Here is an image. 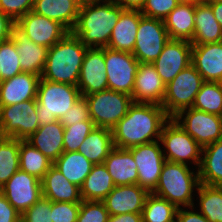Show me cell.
Returning <instances> with one entry per match:
<instances>
[{"label":"cell","mask_w":222,"mask_h":222,"mask_svg":"<svg viewBox=\"0 0 222 222\" xmlns=\"http://www.w3.org/2000/svg\"><path fill=\"white\" fill-rule=\"evenodd\" d=\"M171 118L160 104L133 102L127 114L111 129L114 147L128 149L159 140ZM154 135V136H153Z\"/></svg>","instance_id":"obj_1"},{"label":"cell","mask_w":222,"mask_h":222,"mask_svg":"<svg viewBox=\"0 0 222 222\" xmlns=\"http://www.w3.org/2000/svg\"><path fill=\"white\" fill-rule=\"evenodd\" d=\"M105 4L95 3L80 6L77 22L71 31L88 48L108 47L111 32L124 10L113 0Z\"/></svg>","instance_id":"obj_2"},{"label":"cell","mask_w":222,"mask_h":222,"mask_svg":"<svg viewBox=\"0 0 222 222\" xmlns=\"http://www.w3.org/2000/svg\"><path fill=\"white\" fill-rule=\"evenodd\" d=\"M87 48L78 37L68 32L48 49L41 78L77 86Z\"/></svg>","instance_id":"obj_3"},{"label":"cell","mask_w":222,"mask_h":222,"mask_svg":"<svg viewBox=\"0 0 222 222\" xmlns=\"http://www.w3.org/2000/svg\"><path fill=\"white\" fill-rule=\"evenodd\" d=\"M190 172L187 164L165 161L158 184L152 194L168 200L177 208L193 207V187L200 186L199 174ZM194 175V176H193Z\"/></svg>","instance_id":"obj_4"},{"label":"cell","mask_w":222,"mask_h":222,"mask_svg":"<svg viewBox=\"0 0 222 222\" xmlns=\"http://www.w3.org/2000/svg\"><path fill=\"white\" fill-rule=\"evenodd\" d=\"M81 97V92L75 85L40 78L36 97L40 126L59 120Z\"/></svg>","instance_id":"obj_5"},{"label":"cell","mask_w":222,"mask_h":222,"mask_svg":"<svg viewBox=\"0 0 222 222\" xmlns=\"http://www.w3.org/2000/svg\"><path fill=\"white\" fill-rule=\"evenodd\" d=\"M205 81L197 69L190 64L166 85L162 107L170 118L180 111L191 108L195 97Z\"/></svg>","instance_id":"obj_6"},{"label":"cell","mask_w":222,"mask_h":222,"mask_svg":"<svg viewBox=\"0 0 222 222\" xmlns=\"http://www.w3.org/2000/svg\"><path fill=\"white\" fill-rule=\"evenodd\" d=\"M84 98L89 105L90 119L95 126L110 130L127 114L133 103L130 95L110 89Z\"/></svg>","instance_id":"obj_7"},{"label":"cell","mask_w":222,"mask_h":222,"mask_svg":"<svg viewBox=\"0 0 222 222\" xmlns=\"http://www.w3.org/2000/svg\"><path fill=\"white\" fill-rule=\"evenodd\" d=\"M36 100L0 106V137L26 140L40 127Z\"/></svg>","instance_id":"obj_8"},{"label":"cell","mask_w":222,"mask_h":222,"mask_svg":"<svg viewBox=\"0 0 222 222\" xmlns=\"http://www.w3.org/2000/svg\"><path fill=\"white\" fill-rule=\"evenodd\" d=\"M169 39L163 20L143 16L132 54L139 63H153Z\"/></svg>","instance_id":"obj_9"},{"label":"cell","mask_w":222,"mask_h":222,"mask_svg":"<svg viewBox=\"0 0 222 222\" xmlns=\"http://www.w3.org/2000/svg\"><path fill=\"white\" fill-rule=\"evenodd\" d=\"M139 64L132 53L105 47L108 88L132 96Z\"/></svg>","instance_id":"obj_10"},{"label":"cell","mask_w":222,"mask_h":222,"mask_svg":"<svg viewBox=\"0 0 222 222\" xmlns=\"http://www.w3.org/2000/svg\"><path fill=\"white\" fill-rule=\"evenodd\" d=\"M164 125L159 140L168 151L167 161L186 164L192 159L198 167L201 163L202 147L173 119Z\"/></svg>","instance_id":"obj_11"},{"label":"cell","mask_w":222,"mask_h":222,"mask_svg":"<svg viewBox=\"0 0 222 222\" xmlns=\"http://www.w3.org/2000/svg\"><path fill=\"white\" fill-rule=\"evenodd\" d=\"M186 113L184 121L183 114ZM201 147L222 139V117L193 107L180 111L173 118Z\"/></svg>","instance_id":"obj_12"},{"label":"cell","mask_w":222,"mask_h":222,"mask_svg":"<svg viewBox=\"0 0 222 222\" xmlns=\"http://www.w3.org/2000/svg\"><path fill=\"white\" fill-rule=\"evenodd\" d=\"M128 150L132 153L137 165L138 185L152 193L158 184L166 161L158 141L137 145Z\"/></svg>","instance_id":"obj_13"},{"label":"cell","mask_w":222,"mask_h":222,"mask_svg":"<svg viewBox=\"0 0 222 222\" xmlns=\"http://www.w3.org/2000/svg\"><path fill=\"white\" fill-rule=\"evenodd\" d=\"M0 191L21 215L42 198L41 180L20 169Z\"/></svg>","instance_id":"obj_14"},{"label":"cell","mask_w":222,"mask_h":222,"mask_svg":"<svg viewBox=\"0 0 222 222\" xmlns=\"http://www.w3.org/2000/svg\"><path fill=\"white\" fill-rule=\"evenodd\" d=\"M105 69V47L87 48L77 83L82 97L109 89Z\"/></svg>","instance_id":"obj_15"},{"label":"cell","mask_w":222,"mask_h":222,"mask_svg":"<svg viewBox=\"0 0 222 222\" xmlns=\"http://www.w3.org/2000/svg\"><path fill=\"white\" fill-rule=\"evenodd\" d=\"M191 59V42L169 39L159 57L152 64L155 66L163 82L167 85L179 72L191 64Z\"/></svg>","instance_id":"obj_16"},{"label":"cell","mask_w":222,"mask_h":222,"mask_svg":"<svg viewBox=\"0 0 222 222\" xmlns=\"http://www.w3.org/2000/svg\"><path fill=\"white\" fill-rule=\"evenodd\" d=\"M27 37L38 45L46 48L52 47L60 41L69 31L58 21L28 12L15 22Z\"/></svg>","instance_id":"obj_17"},{"label":"cell","mask_w":222,"mask_h":222,"mask_svg":"<svg viewBox=\"0 0 222 222\" xmlns=\"http://www.w3.org/2000/svg\"><path fill=\"white\" fill-rule=\"evenodd\" d=\"M9 39L15 44L16 52L19 54L22 72L41 76L49 48L31 41L16 23L10 29Z\"/></svg>","instance_id":"obj_18"},{"label":"cell","mask_w":222,"mask_h":222,"mask_svg":"<svg viewBox=\"0 0 222 222\" xmlns=\"http://www.w3.org/2000/svg\"><path fill=\"white\" fill-rule=\"evenodd\" d=\"M149 194L147 190L141 188L138 184L115 186L104 198L103 203L110 215L142 214Z\"/></svg>","instance_id":"obj_19"},{"label":"cell","mask_w":222,"mask_h":222,"mask_svg":"<svg viewBox=\"0 0 222 222\" xmlns=\"http://www.w3.org/2000/svg\"><path fill=\"white\" fill-rule=\"evenodd\" d=\"M166 84L152 63H140L135 75L132 91L133 102L155 103L162 105Z\"/></svg>","instance_id":"obj_20"},{"label":"cell","mask_w":222,"mask_h":222,"mask_svg":"<svg viewBox=\"0 0 222 222\" xmlns=\"http://www.w3.org/2000/svg\"><path fill=\"white\" fill-rule=\"evenodd\" d=\"M191 64L205 82L222 83V42L192 44Z\"/></svg>","instance_id":"obj_21"},{"label":"cell","mask_w":222,"mask_h":222,"mask_svg":"<svg viewBox=\"0 0 222 222\" xmlns=\"http://www.w3.org/2000/svg\"><path fill=\"white\" fill-rule=\"evenodd\" d=\"M39 75L22 72L0 82V106L36 100Z\"/></svg>","instance_id":"obj_22"},{"label":"cell","mask_w":222,"mask_h":222,"mask_svg":"<svg viewBox=\"0 0 222 222\" xmlns=\"http://www.w3.org/2000/svg\"><path fill=\"white\" fill-rule=\"evenodd\" d=\"M140 10L124 9L112 29L108 48L132 53L136 42V35L140 19Z\"/></svg>","instance_id":"obj_23"},{"label":"cell","mask_w":222,"mask_h":222,"mask_svg":"<svg viewBox=\"0 0 222 222\" xmlns=\"http://www.w3.org/2000/svg\"><path fill=\"white\" fill-rule=\"evenodd\" d=\"M64 126L59 120L40 126L26 141L55 162L64 152Z\"/></svg>","instance_id":"obj_24"},{"label":"cell","mask_w":222,"mask_h":222,"mask_svg":"<svg viewBox=\"0 0 222 222\" xmlns=\"http://www.w3.org/2000/svg\"><path fill=\"white\" fill-rule=\"evenodd\" d=\"M41 187L42 197L51 202H82L80 188L69 182L54 165L41 179Z\"/></svg>","instance_id":"obj_25"},{"label":"cell","mask_w":222,"mask_h":222,"mask_svg":"<svg viewBox=\"0 0 222 222\" xmlns=\"http://www.w3.org/2000/svg\"><path fill=\"white\" fill-rule=\"evenodd\" d=\"M103 164L115 186L138 184L137 165L128 149L114 147Z\"/></svg>","instance_id":"obj_26"},{"label":"cell","mask_w":222,"mask_h":222,"mask_svg":"<svg viewBox=\"0 0 222 222\" xmlns=\"http://www.w3.org/2000/svg\"><path fill=\"white\" fill-rule=\"evenodd\" d=\"M79 9L77 0H34L32 11L58 21L71 32L76 25Z\"/></svg>","instance_id":"obj_27"},{"label":"cell","mask_w":222,"mask_h":222,"mask_svg":"<svg viewBox=\"0 0 222 222\" xmlns=\"http://www.w3.org/2000/svg\"><path fill=\"white\" fill-rule=\"evenodd\" d=\"M163 21L170 39L192 42L195 29V3L180 2Z\"/></svg>","instance_id":"obj_28"},{"label":"cell","mask_w":222,"mask_h":222,"mask_svg":"<svg viewBox=\"0 0 222 222\" xmlns=\"http://www.w3.org/2000/svg\"><path fill=\"white\" fill-rule=\"evenodd\" d=\"M222 42V28L209 3H195V29L192 44Z\"/></svg>","instance_id":"obj_29"},{"label":"cell","mask_w":222,"mask_h":222,"mask_svg":"<svg viewBox=\"0 0 222 222\" xmlns=\"http://www.w3.org/2000/svg\"><path fill=\"white\" fill-rule=\"evenodd\" d=\"M113 148L112 131L108 128L95 127L84 139L78 152L96 165L103 164Z\"/></svg>","instance_id":"obj_30"},{"label":"cell","mask_w":222,"mask_h":222,"mask_svg":"<svg viewBox=\"0 0 222 222\" xmlns=\"http://www.w3.org/2000/svg\"><path fill=\"white\" fill-rule=\"evenodd\" d=\"M115 184L104 164L93 165L80 188L82 200L103 201L114 189Z\"/></svg>","instance_id":"obj_31"},{"label":"cell","mask_w":222,"mask_h":222,"mask_svg":"<svg viewBox=\"0 0 222 222\" xmlns=\"http://www.w3.org/2000/svg\"><path fill=\"white\" fill-rule=\"evenodd\" d=\"M203 152L198 168L200 183L222 186V139L202 147Z\"/></svg>","instance_id":"obj_32"},{"label":"cell","mask_w":222,"mask_h":222,"mask_svg":"<svg viewBox=\"0 0 222 222\" xmlns=\"http://www.w3.org/2000/svg\"><path fill=\"white\" fill-rule=\"evenodd\" d=\"M53 165L69 182L79 188H81L93 167V164L78 151L63 152Z\"/></svg>","instance_id":"obj_33"},{"label":"cell","mask_w":222,"mask_h":222,"mask_svg":"<svg viewBox=\"0 0 222 222\" xmlns=\"http://www.w3.org/2000/svg\"><path fill=\"white\" fill-rule=\"evenodd\" d=\"M20 170L42 179L53 165L43 153L28 143L20 139Z\"/></svg>","instance_id":"obj_34"},{"label":"cell","mask_w":222,"mask_h":222,"mask_svg":"<svg viewBox=\"0 0 222 222\" xmlns=\"http://www.w3.org/2000/svg\"><path fill=\"white\" fill-rule=\"evenodd\" d=\"M20 139L0 137V189L20 169Z\"/></svg>","instance_id":"obj_35"},{"label":"cell","mask_w":222,"mask_h":222,"mask_svg":"<svg viewBox=\"0 0 222 222\" xmlns=\"http://www.w3.org/2000/svg\"><path fill=\"white\" fill-rule=\"evenodd\" d=\"M200 210L209 222H222V186L200 183L197 188Z\"/></svg>","instance_id":"obj_36"},{"label":"cell","mask_w":222,"mask_h":222,"mask_svg":"<svg viewBox=\"0 0 222 222\" xmlns=\"http://www.w3.org/2000/svg\"><path fill=\"white\" fill-rule=\"evenodd\" d=\"M192 107L222 117V83L204 82Z\"/></svg>","instance_id":"obj_37"},{"label":"cell","mask_w":222,"mask_h":222,"mask_svg":"<svg viewBox=\"0 0 222 222\" xmlns=\"http://www.w3.org/2000/svg\"><path fill=\"white\" fill-rule=\"evenodd\" d=\"M177 209L168 200L150 193L142 211L143 222H175Z\"/></svg>","instance_id":"obj_38"},{"label":"cell","mask_w":222,"mask_h":222,"mask_svg":"<svg viewBox=\"0 0 222 222\" xmlns=\"http://www.w3.org/2000/svg\"><path fill=\"white\" fill-rule=\"evenodd\" d=\"M0 71L1 82L22 73L19 54L10 39L0 42Z\"/></svg>","instance_id":"obj_39"},{"label":"cell","mask_w":222,"mask_h":222,"mask_svg":"<svg viewBox=\"0 0 222 222\" xmlns=\"http://www.w3.org/2000/svg\"><path fill=\"white\" fill-rule=\"evenodd\" d=\"M93 121H81L71 126H64V152H76L84 139L95 128Z\"/></svg>","instance_id":"obj_40"},{"label":"cell","mask_w":222,"mask_h":222,"mask_svg":"<svg viewBox=\"0 0 222 222\" xmlns=\"http://www.w3.org/2000/svg\"><path fill=\"white\" fill-rule=\"evenodd\" d=\"M109 216L103 201L82 200L77 222H108Z\"/></svg>","instance_id":"obj_41"},{"label":"cell","mask_w":222,"mask_h":222,"mask_svg":"<svg viewBox=\"0 0 222 222\" xmlns=\"http://www.w3.org/2000/svg\"><path fill=\"white\" fill-rule=\"evenodd\" d=\"M179 3L178 0H146L140 12L145 17L164 20Z\"/></svg>","instance_id":"obj_42"},{"label":"cell","mask_w":222,"mask_h":222,"mask_svg":"<svg viewBox=\"0 0 222 222\" xmlns=\"http://www.w3.org/2000/svg\"><path fill=\"white\" fill-rule=\"evenodd\" d=\"M21 222H52L51 201L42 197L21 215Z\"/></svg>","instance_id":"obj_43"},{"label":"cell","mask_w":222,"mask_h":222,"mask_svg":"<svg viewBox=\"0 0 222 222\" xmlns=\"http://www.w3.org/2000/svg\"><path fill=\"white\" fill-rule=\"evenodd\" d=\"M81 203L51 202L52 222H77Z\"/></svg>","instance_id":"obj_44"},{"label":"cell","mask_w":222,"mask_h":222,"mask_svg":"<svg viewBox=\"0 0 222 222\" xmlns=\"http://www.w3.org/2000/svg\"><path fill=\"white\" fill-rule=\"evenodd\" d=\"M63 126H71L81 121H92L89 115V105L84 97H81L62 117L59 118Z\"/></svg>","instance_id":"obj_45"},{"label":"cell","mask_w":222,"mask_h":222,"mask_svg":"<svg viewBox=\"0 0 222 222\" xmlns=\"http://www.w3.org/2000/svg\"><path fill=\"white\" fill-rule=\"evenodd\" d=\"M34 0H0V11L14 22L32 11Z\"/></svg>","instance_id":"obj_46"},{"label":"cell","mask_w":222,"mask_h":222,"mask_svg":"<svg viewBox=\"0 0 222 222\" xmlns=\"http://www.w3.org/2000/svg\"><path fill=\"white\" fill-rule=\"evenodd\" d=\"M0 222H21V214L8 202L0 191Z\"/></svg>","instance_id":"obj_47"},{"label":"cell","mask_w":222,"mask_h":222,"mask_svg":"<svg viewBox=\"0 0 222 222\" xmlns=\"http://www.w3.org/2000/svg\"><path fill=\"white\" fill-rule=\"evenodd\" d=\"M175 222H209L207 218L201 213H195L192 211H183L182 208L177 209Z\"/></svg>","instance_id":"obj_48"},{"label":"cell","mask_w":222,"mask_h":222,"mask_svg":"<svg viewBox=\"0 0 222 222\" xmlns=\"http://www.w3.org/2000/svg\"><path fill=\"white\" fill-rule=\"evenodd\" d=\"M15 22L0 11V42L9 39L10 29Z\"/></svg>","instance_id":"obj_49"},{"label":"cell","mask_w":222,"mask_h":222,"mask_svg":"<svg viewBox=\"0 0 222 222\" xmlns=\"http://www.w3.org/2000/svg\"><path fill=\"white\" fill-rule=\"evenodd\" d=\"M108 222H143V218L142 214L136 213L110 215Z\"/></svg>","instance_id":"obj_50"},{"label":"cell","mask_w":222,"mask_h":222,"mask_svg":"<svg viewBox=\"0 0 222 222\" xmlns=\"http://www.w3.org/2000/svg\"><path fill=\"white\" fill-rule=\"evenodd\" d=\"M116 4L120 5L123 9L141 10L146 0H113Z\"/></svg>","instance_id":"obj_51"},{"label":"cell","mask_w":222,"mask_h":222,"mask_svg":"<svg viewBox=\"0 0 222 222\" xmlns=\"http://www.w3.org/2000/svg\"><path fill=\"white\" fill-rule=\"evenodd\" d=\"M209 4L216 20L219 22L222 28V1H217Z\"/></svg>","instance_id":"obj_52"},{"label":"cell","mask_w":222,"mask_h":222,"mask_svg":"<svg viewBox=\"0 0 222 222\" xmlns=\"http://www.w3.org/2000/svg\"><path fill=\"white\" fill-rule=\"evenodd\" d=\"M101 0H78L80 6L99 3Z\"/></svg>","instance_id":"obj_53"},{"label":"cell","mask_w":222,"mask_h":222,"mask_svg":"<svg viewBox=\"0 0 222 222\" xmlns=\"http://www.w3.org/2000/svg\"><path fill=\"white\" fill-rule=\"evenodd\" d=\"M179 2H185V3H197L200 2L201 0H178Z\"/></svg>","instance_id":"obj_54"},{"label":"cell","mask_w":222,"mask_h":222,"mask_svg":"<svg viewBox=\"0 0 222 222\" xmlns=\"http://www.w3.org/2000/svg\"><path fill=\"white\" fill-rule=\"evenodd\" d=\"M201 1L206 2V3H213V2L222 1V0H201Z\"/></svg>","instance_id":"obj_55"}]
</instances>
